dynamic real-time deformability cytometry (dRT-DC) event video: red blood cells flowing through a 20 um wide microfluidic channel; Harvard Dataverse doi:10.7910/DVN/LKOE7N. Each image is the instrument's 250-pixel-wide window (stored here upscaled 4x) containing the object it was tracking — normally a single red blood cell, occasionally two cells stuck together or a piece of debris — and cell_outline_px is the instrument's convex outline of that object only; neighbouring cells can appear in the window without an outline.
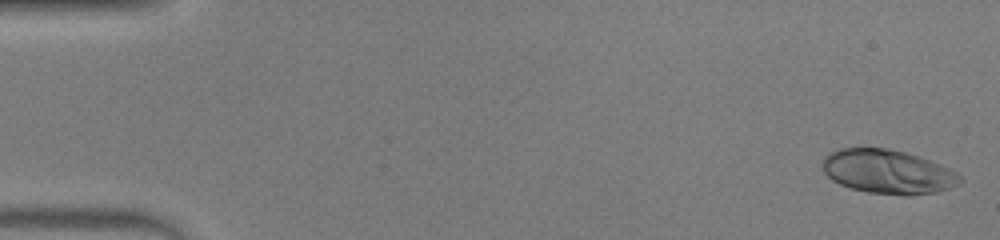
{"species": "human", "species_latin": "Homo sapiens", "temperature_condition": "warm", "stored_images_in_passage": 52, "camera_frame_rate_fps": 3000, "um_per_image_px": 0.085, "donor": {"sex": "male"}, "frame": {"image": 1, "passage_image": 1, "time_ms": 0.0, "image_size_px": [1000, 240], "cell_outline_px": [[964, 180], [960, 184], [936, 192], [908, 196], [904, 196], [868, 192], [852, 188], [840, 184], [832, 180], [824, 172], [824, 156], [828, 152], [840, 148], [888, 148], [904, 152], [940, 164], [956, 172]], "centroid_in_image_um": [75.47, 14.6], "position_along_channel_um": 9.5, "area_um2": 35.2}}
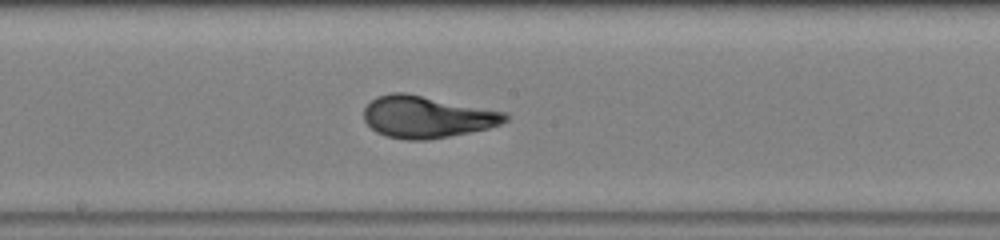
{"frame": {"image": 2, "passage_image": 28, "time_ms": 9.0, "image_size_px": [1000, 240], "cell_outline_px": [[508, 120], [500, 124], [488, 128], [428, 140], [404, 140], [388, 136], [376, 132], [364, 120], [364, 108], [376, 96], [392, 92], [404, 92], [508, 112]], "centroid_in_image_um": [36.28, 9.93], "position_along_channel_um": 211.9, "area_um2": 34.51}}
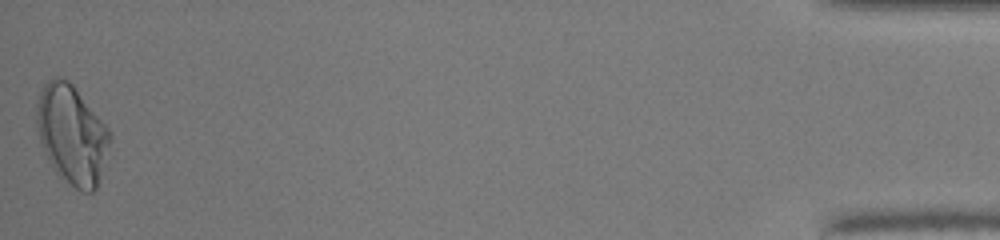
{"frame": {"image": 3, "passage_image": 52, "time_ms": 17.0, "image_size_px": [1000, 240], "cell_outline_px": [[112, 136], [96, 188], [92, 192], [80, 192], [56, 172], [52, 168], [40, 144], [36, 124], [36, 104], [40, 92], [44, 84], [48, 80], [56, 76], [60, 76], [68, 80], [72, 84], [112, 132]], "centroid_in_image_um": [6.08, 11.41], "position_along_channel_um": 429.1, "area_um2": 42.19}, "authors_computed_cell_mechanics": {"area_um2": 34.1309, "velocity_mm_per_s": 3.897, "shape_relaxation_time_tau1_ms": 3.8014, "shape_relaxation_time_tau2_ms": null, "deformation_change_tau1": 0.2112, "deformation_change_tau2": null}}